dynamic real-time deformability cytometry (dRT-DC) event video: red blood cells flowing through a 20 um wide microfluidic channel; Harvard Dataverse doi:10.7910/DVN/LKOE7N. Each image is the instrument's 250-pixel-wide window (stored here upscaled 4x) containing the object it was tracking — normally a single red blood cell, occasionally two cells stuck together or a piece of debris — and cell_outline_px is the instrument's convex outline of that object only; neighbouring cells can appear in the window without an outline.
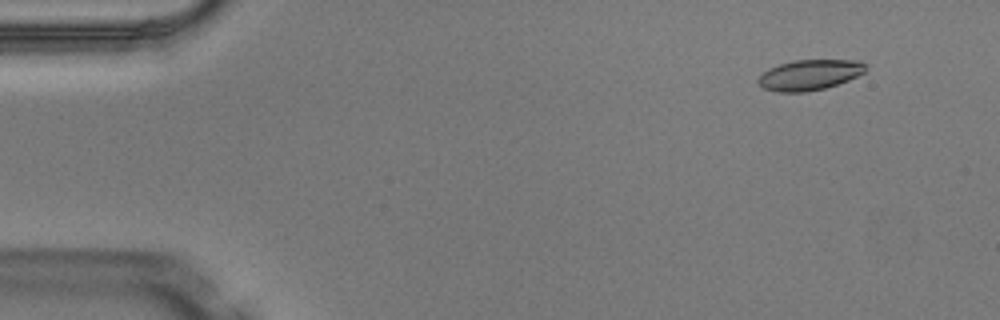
{"species": "Egyptian fruit bat (a non-hibernating species)", "species_latin": "Rousettus aegyptiacus", "temperature_condition": "warm", "stored_images_in_passage": 4, "camera_frame_rate_fps": 3000, "um_per_image_px": 0.085, "animal": {"sex": "male"}, "frame": {"image": 1, "passage_image": 4, "time_ms": 1.0, "image_size_px": [1000, 320], "cell_outline_px": [[864, 72], [848, 80], [824, 88], [804, 92], [776, 92], [764, 88], [756, 80], [768, 68], [792, 60], [860, 60], [864, 64]], "centroid_in_image_um": [68.77, 6.36], "position_along_channel_um": 16.2, "area_um2": 18.84}}